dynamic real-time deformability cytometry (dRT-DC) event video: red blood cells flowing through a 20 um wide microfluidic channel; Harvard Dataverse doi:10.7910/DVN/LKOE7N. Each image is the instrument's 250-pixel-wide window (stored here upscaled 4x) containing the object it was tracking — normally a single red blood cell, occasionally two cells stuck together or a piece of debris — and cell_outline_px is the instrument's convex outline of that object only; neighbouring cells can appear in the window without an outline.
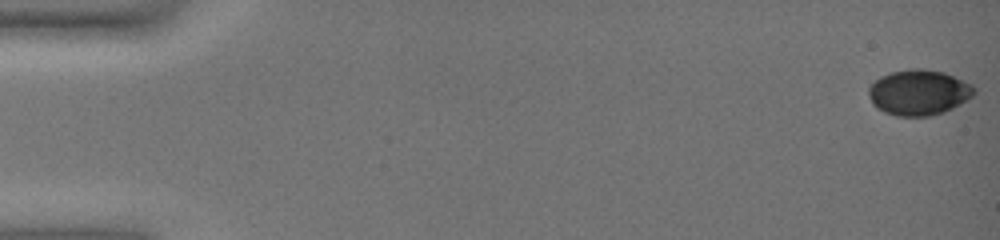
{"species": "common noctule bat (a hibernating species)", "species_latin": "Nyctalus noctula", "temperature_condition": "warm", "stored_images_in_passage": 65, "camera_frame_rate_fps": 3000, "um_per_image_px": 0.085, "animal": {"sex": "female", "body_mass_g": 19.0, "forearm_length_mm": 51.5}, "frame": {"image": 1, "passage_image": 1, "time_ms": 0.0, "image_size_px": [1000, 240], "cell_outline_px": [[976, 92], [972, 96], [960, 104], [944, 112], [928, 116], [896, 116], [884, 112], [876, 108], [872, 104], [868, 96], [868, 88], [880, 76], [892, 72], [912, 68], [924, 68], [944, 72], [972, 84], [976, 88]], "centroid_in_image_um": [78.09, 7.85], "position_along_channel_um": 6.9, "area_um2": 28.15}}
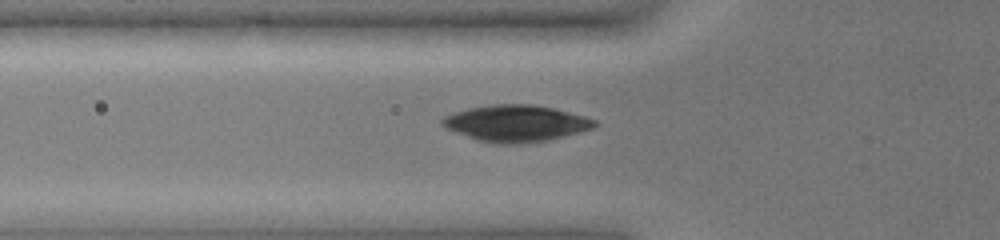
{"frame": {"image": 2, "passage_image": 25, "time_ms": 8.0, "image_size_px": [1000, 240], "cell_outline_px": [[600, 124], [592, 128], [580, 132], [548, 140], [516, 144], [500, 144], [476, 140], [444, 128], [440, 124], [440, 120], [444, 116], [468, 108], [492, 104], [532, 104], [552, 108], [584, 116], [596, 120]], "centroid_in_image_um": [43.82, 10.49], "position_along_channel_um": 82.0, "area_um2": 32.48}}
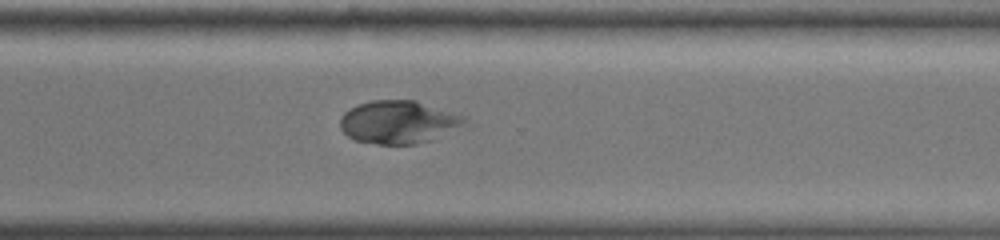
{"frame": {"image": 3, "passage_image": 50, "time_ms": 16.333, "image_size_px": [1000, 240], "cell_outline_px": [[476, 124], [472, 128], [416, 144], [376, 144], [352, 140], [340, 128], [340, 120], [344, 112], [360, 104], [372, 100], [416, 100], [464, 116]], "centroid_in_image_um": [34.05, 10.4], "position_along_channel_um": 336.5, "area_um2": 32.19}}